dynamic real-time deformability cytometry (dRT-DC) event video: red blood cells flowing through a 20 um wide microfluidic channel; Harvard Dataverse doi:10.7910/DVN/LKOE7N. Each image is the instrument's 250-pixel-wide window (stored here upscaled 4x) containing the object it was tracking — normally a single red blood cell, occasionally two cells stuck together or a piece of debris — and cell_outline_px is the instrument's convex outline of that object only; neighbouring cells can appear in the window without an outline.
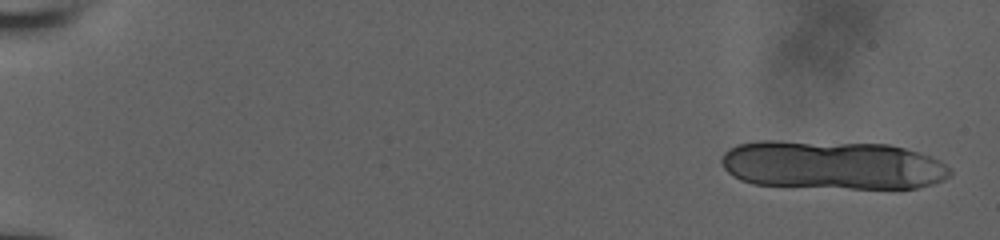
{"species": "human", "species_latin": "Homo sapiens", "temperature_condition": "room temperature", "stored_images_in_passage": 25, "camera_frame_rate_fps": 3000, "um_per_image_px": 0.085, "donor": {"sex": "male"}, "frame": {"image": 1, "passage_image": 1, "time_ms": 0.0, "image_size_px": [1000, 240], "cell_outline_px": [[952, 172], [944, 180], [932, 184], [916, 188], [852, 188], [752, 184], [740, 180], [732, 176], [724, 168], [720, 160], [724, 152], [728, 148], [736, 144], [756, 140], [776, 140], [888, 144], [920, 152], [940, 160]], "centroid_in_image_um": [70.71, 14.01], "position_along_channel_um": 14.3, "area_um2": 65.43}}
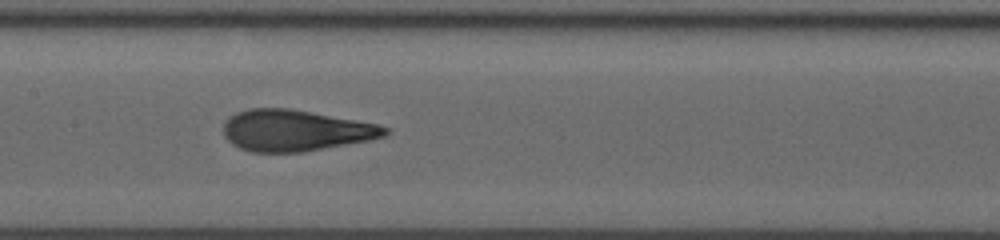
{"frame": {"image": 2, "passage_image": 16, "time_ms": 9.667, "image_size_px": [1000, 240], "cell_outline_px": [[388, 132], [384, 136], [368, 140], [300, 152], [252, 152], [240, 148], [232, 144], [224, 136], [224, 120], [228, 116], [236, 112], [248, 108], [288, 108], [380, 124], [388, 128]], "centroid_in_image_um": [25.06, 11.08], "position_along_channel_um": 182.3, "area_um2": 38.67}}
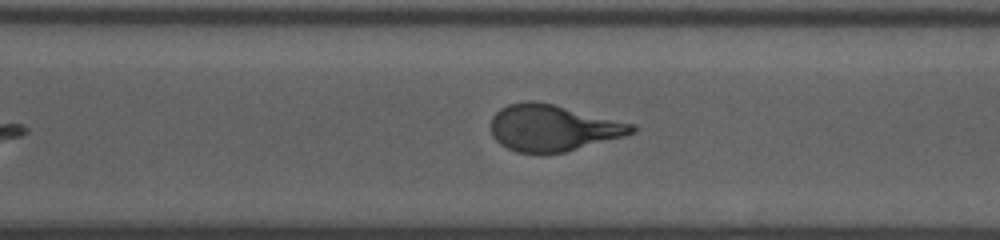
{"frame": {"image": 3, "passage_image": 25, "time_ms": 13.333, "image_size_px": [1000, 240], "cell_outline_px": [[636, 132], [624, 136], [564, 152], [516, 152], [500, 144], [492, 136], [492, 116], [500, 108], [508, 104], [524, 100], [536, 100], [636, 124]], "centroid_in_image_um": [46.99, 10.85], "position_along_channel_um": 323.6, "area_um2": 37.97}}